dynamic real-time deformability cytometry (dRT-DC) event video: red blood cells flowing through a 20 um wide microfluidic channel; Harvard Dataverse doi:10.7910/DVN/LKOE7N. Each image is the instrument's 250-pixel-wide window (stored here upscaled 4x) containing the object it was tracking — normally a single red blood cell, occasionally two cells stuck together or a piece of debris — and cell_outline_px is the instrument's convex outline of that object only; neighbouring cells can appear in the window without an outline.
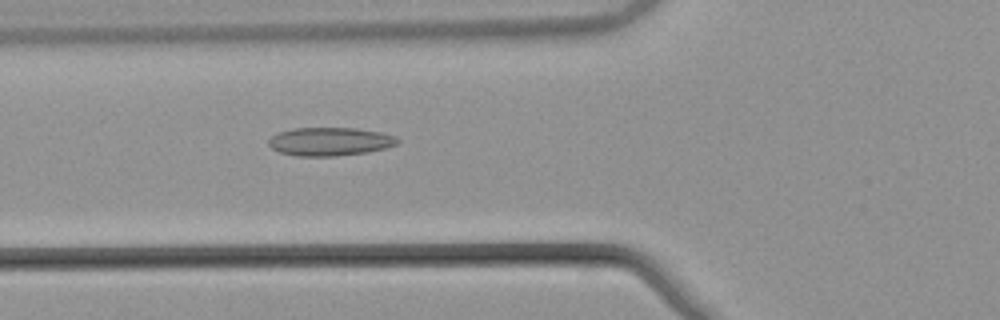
{"species": "common noctule bat (a hibernating species)", "species_latin": "Nyctalus noctula", "temperature_condition": "warm", "stored_images_in_passage": 28, "camera_frame_rate_fps": 3000, "um_per_image_px": 0.085, "animal": {"sex": "male", "body_mass_g": 21.5, "forearm_length_mm": 52.0}, "frame": {"image": 1, "passage_image": 20, "time_ms": 6.333, "image_size_px": [1000, 320], "cell_outline_px": [[400, 140], [396, 144], [384, 148], [368, 152], [336, 156], [296, 156], [280, 152], [272, 148], [268, 144], [268, 140], [276, 132], [292, 128], [356, 128], [380, 132], [396, 136]], "centroid_in_image_um": [28.02, 12.02], "position_along_channel_um": 97.8, "area_um2": 21.39}}
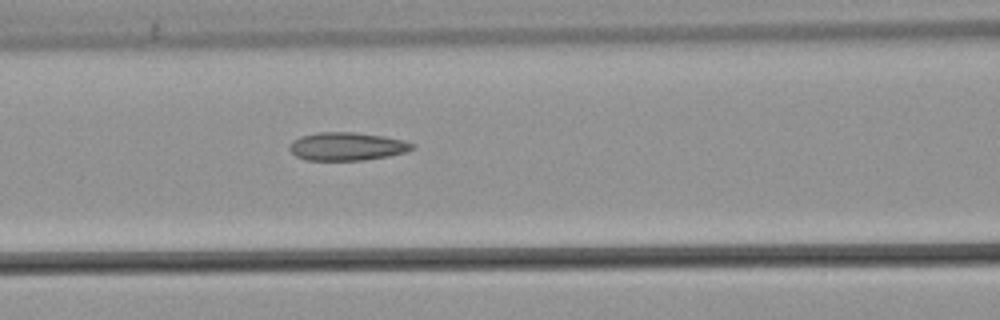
{"frame": {"image": 2, "passage_image": 23, "time_ms": 7.333, "image_size_px": [1000, 320], "cell_outline_px": [[416, 144], [412, 148], [404, 152], [388, 156], [364, 160], [304, 160], [296, 156], [288, 148], [288, 144], [292, 140], [300, 136], [320, 132], [356, 132], [384, 136], [404, 140]], "centroid_in_image_um": [29.45, 12.44], "position_along_channel_um": 137.1, "area_um2": 20.23}}
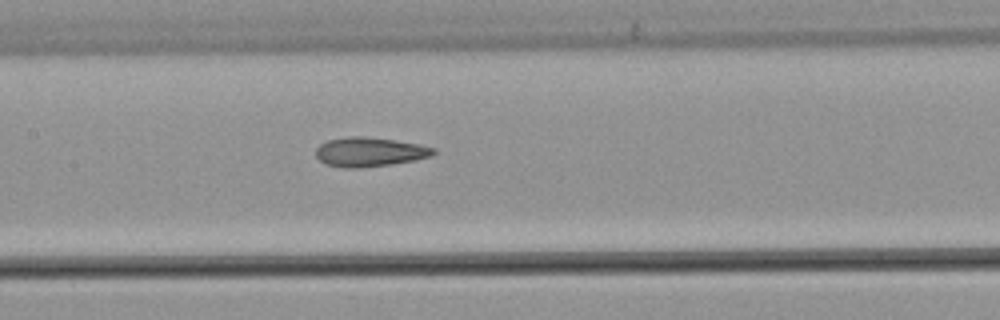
{"frame": {"image": 3, "passage_image": 26, "time_ms": 8.333, "image_size_px": [1000, 320], "cell_outline_px": [[436, 152], [432, 156], [416, 160], [392, 164], [356, 168], [344, 168], [324, 164], [316, 156], [316, 148], [320, 144], [328, 140], [348, 136], [364, 136], [392, 140], [416, 144], [436, 148]], "centroid_in_image_um": [31.4, 12.92], "position_along_channel_um": 176.0, "area_um2": 20.06}}